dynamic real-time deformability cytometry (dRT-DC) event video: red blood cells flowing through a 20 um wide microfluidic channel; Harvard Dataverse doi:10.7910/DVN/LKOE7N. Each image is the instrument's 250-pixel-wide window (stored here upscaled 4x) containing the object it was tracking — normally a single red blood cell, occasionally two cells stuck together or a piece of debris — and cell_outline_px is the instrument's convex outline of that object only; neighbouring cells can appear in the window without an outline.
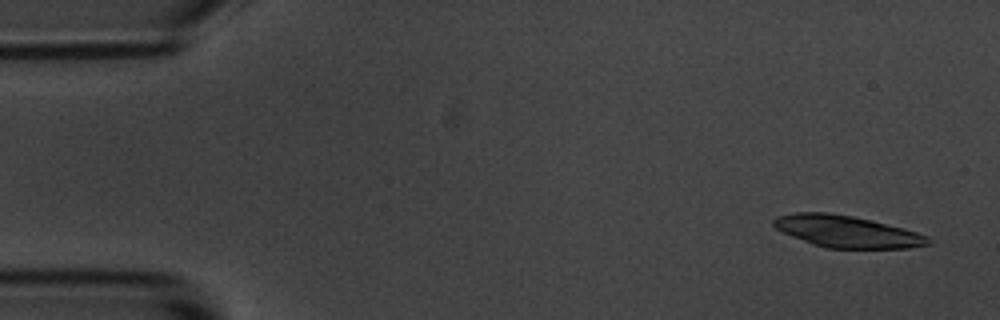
{"species": "common noctule bat (a hibernating species)", "species_latin": "Nyctalus noctula", "temperature_condition": "room temperature", "stored_images_in_passage": 5, "camera_frame_rate_fps": 3000, "um_per_image_px": 0.085, "animal": {"sex": "male", "body_mass_g": 20.1, "forearm_length_mm": 53.5}, "frame": {"image": 1, "passage_image": 1, "time_ms": 0.0, "image_size_px": [1000, 320], "cell_outline_px": [[932, 244], [908, 248], [828, 248], [812, 244], [792, 236], [776, 228], [772, 224], [772, 220], [776, 216], [796, 212], [828, 212], [852, 216], [872, 220], [916, 232], [928, 236], [932, 240]], "centroid_in_image_um": [71.98, 19.68], "position_along_channel_um": 13.0, "area_um2": 28.61}}